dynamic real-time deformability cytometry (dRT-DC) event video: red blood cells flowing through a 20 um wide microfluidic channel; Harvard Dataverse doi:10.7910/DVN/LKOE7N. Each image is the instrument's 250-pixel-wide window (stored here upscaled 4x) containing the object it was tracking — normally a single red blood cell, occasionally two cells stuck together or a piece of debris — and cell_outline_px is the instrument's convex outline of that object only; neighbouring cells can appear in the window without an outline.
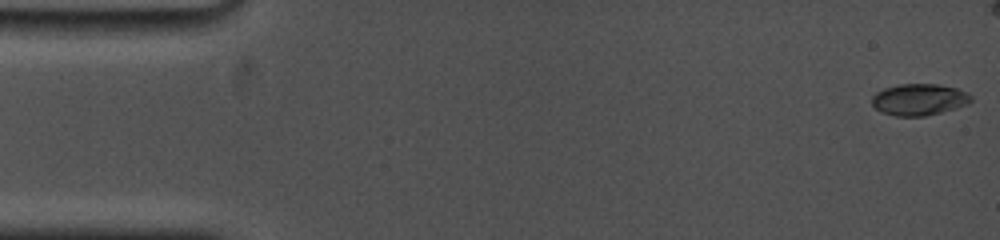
{"species": "common noctule bat (a hibernating species)", "species_latin": "Nyctalus noctula", "temperature_condition": "cold", "stored_images_in_passage": 38, "camera_frame_rate_fps": 5000, "um_per_image_px": 0.085, "animal": {"sex": "female", "body_mass_g": 19.0, "forearm_length_mm": 53.3}, "frame": {"image": 1, "passage_image": 1, "time_ms": 0.0, "image_size_px": [1000, 240], "cell_outline_px": [[972, 100], [968, 104], [956, 108], [924, 116], [896, 116], [880, 112], [872, 104], [872, 96], [876, 92], [884, 88], [900, 84], [936, 84], [956, 88], [968, 92], [972, 96]], "centroid_in_image_um": [78.12, 8.46], "position_along_channel_um": 6.9, "area_um2": 18.26}}
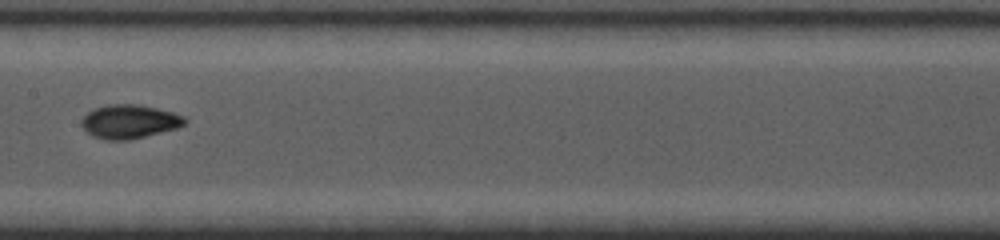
{"frame": {"image": 2, "passage_image": 21, "time_ms": 8.6, "image_size_px": [1000, 240], "cell_outline_px": [[188, 120], [184, 124], [176, 128], [128, 140], [104, 140], [92, 136], [80, 124], [80, 120], [88, 112], [96, 108], [108, 104], [140, 104], [172, 112], [184, 116]], "centroid_in_image_um": [10.98, 10.33], "position_along_channel_um": 196.4, "area_um2": 20.23}}
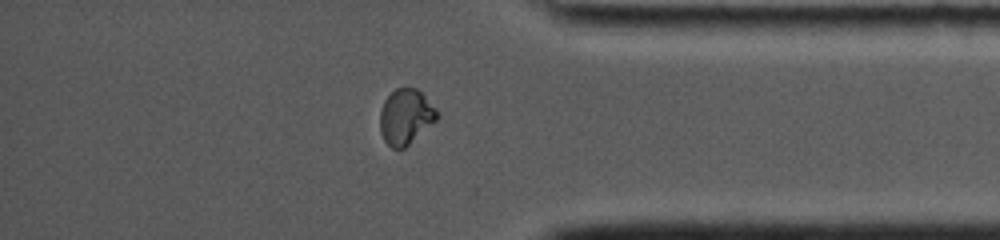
{"frame": {"image": 3, "passage_image": 35, "time_ms": 14.2, "image_size_px": [1000, 240], "cell_outline_px": [[440, 116], [436, 120], [404, 148], [392, 148], [384, 140], [380, 132], [380, 112], [384, 100], [396, 88], [416, 88], [440, 112]], "centroid_in_image_um": [34.48, 9.92], "position_along_channel_um": 400.7, "area_um2": 18.21}}